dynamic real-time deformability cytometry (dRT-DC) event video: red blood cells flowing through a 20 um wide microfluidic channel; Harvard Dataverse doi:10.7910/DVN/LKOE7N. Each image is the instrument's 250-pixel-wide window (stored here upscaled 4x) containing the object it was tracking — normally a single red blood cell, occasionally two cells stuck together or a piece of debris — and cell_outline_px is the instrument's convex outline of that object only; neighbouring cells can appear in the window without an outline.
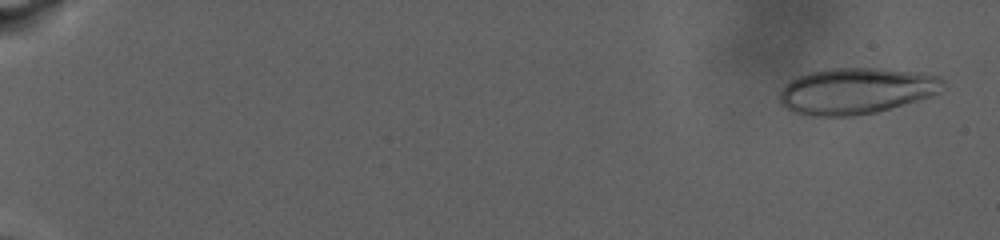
{"species": "human", "species_latin": "Homo sapiens", "temperature_condition": "warm", "stored_images_in_passage": 116, "camera_frame_rate_fps": 3000, "um_per_image_px": 0.085, "donor": {"sex": "male"}, "frame": {"image": 1, "passage_image": 5, "time_ms": 1.0, "image_size_px": [1000, 240], "cell_outline_px": [[944, 84], [940, 92], [932, 96], [876, 112], [852, 116], [812, 116], [792, 112], [780, 104], [780, 92], [792, 80], [800, 76], [812, 72], [828, 68], [876, 68], [916, 72], [940, 76], [944, 80]], "centroid_in_image_um": [72.8, 7.73], "position_along_channel_um": 12.2, "area_um2": 43.81}}
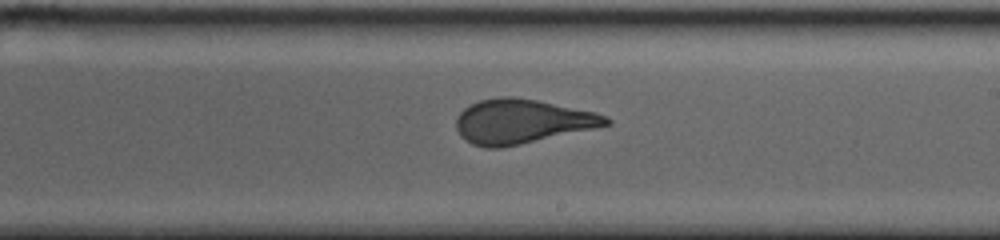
{"frame": {"image": 2, "passage_image": 69, "time_ms": 17.667, "image_size_px": [1000, 240], "cell_outline_px": [[612, 124], [520, 144], [500, 148], [484, 148], [472, 144], [464, 140], [460, 136], [456, 128], [456, 116], [464, 108], [480, 100], [500, 96], [512, 96], [536, 100], [596, 112], [608, 116], [612, 120]], "centroid_in_image_um": [44.33, 10.32], "position_along_channel_um": 244.7, "area_um2": 38.73}}
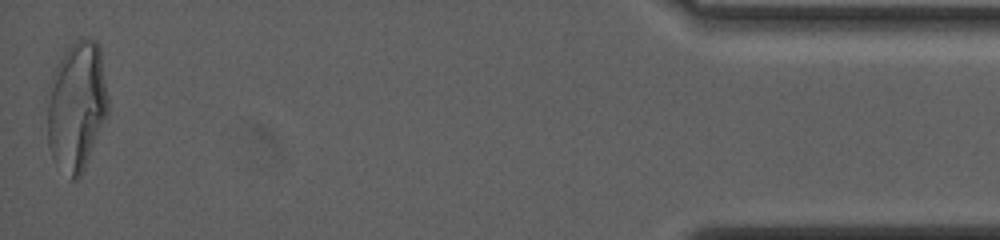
{"frame": {"image": 3, "passage_image": 114, "time_ms": 27.333, "image_size_px": [1000, 240], "cell_outline_px": [[108, 116], [84, 168], [80, 176], [76, 180], [72, 180], [52, 156], [48, 144], [44, 100], [44, 96], [52, 76], [64, 52], [76, 40], [88, 36], [92, 36], [100, 44], [108, 96]], "centroid_in_image_um": [6.5, 8.97], "position_along_channel_um": 428.7, "area_um2": 46.88}, "authors_computed_cell_mechanics": {"area_um2": 41.0669, "velocity_mm_per_s": 2.6405, "shape_relaxation_time_tau1_ms": null, "shape_relaxation_time_tau2_ms": 1.0637, "deformation_change_tau1": null, "deformation_change_tau2": 0.0969}}